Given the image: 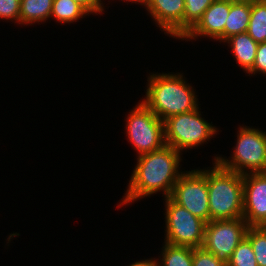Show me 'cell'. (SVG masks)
Here are the masks:
<instances>
[{"mask_svg":"<svg viewBox=\"0 0 266 266\" xmlns=\"http://www.w3.org/2000/svg\"><path fill=\"white\" fill-rule=\"evenodd\" d=\"M181 153L171 146L137 157V165L129 181L121 205L163 191L164 197H170L173 187L183 171H179ZM181 172V173H180Z\"/></svg>","mask_w":266,"mask_h":266,"instance_id":"6da1fadb","label":"cell"},{"mask_svg":"<svg viewBox=\"0 0 266 266\" xmlns=\"http://www.w3.org/2000/svg\"><path fill=\"white\" fill-rule=\"evenodd\" d=\"M148 79L142 102L162 121L198 107L194 89L186 84L182 74H152Z\"/></svg>","mask_w":266,"mask_h":266,"instance_id":"7a4b0ae2","label":"cell"},{"mask_svg":"<svg viewBox=\"0 0 266 266\" xmlns=\"http://www.w3.org/2000/svg\"><path fill=\"white\" fill-rule=\"evenodd\" d=\"M214 162L206 170L210 221L243 218V175Z\"/></svg>","mask_w":266,"mask_h":266,"instance_id":"3957f363","label":"cell"},{"mask_svg":"<svg viewBox=\"0 0 266 266\" xmlns=\"http://www.w3.org/2000/svg\"><path fill=\"white\" fill-rule=\"evenodd\" d=\"M238 132L232 159L218 156L214 160L221 167L242 175L266 173V133L247 126L240 127Z\"/></svg>","mask_w":266,"mask_h":266,"instance_id":"277c9868","label":"cell"},{"mask_svg":"<svg viewBox=\"0 0 266 266\" xmlns=\"http://www.w3.org/2000/svg\"><path fill=\"white\" fill-rule=\"evenodd\" d=\"M199 106L190 112L170 116L164 120L165 144L181 153L191 149L216 134L217 128L205 121L198 110Z\"/></svg>","mask_w":266,"mask_h":266,"instance_id":"5b68a950","label":"cell"},{"mask_svg":"<svg viewBox=\"0 0 266 266\" xmlns=\"http://www.w3.org/2000/svg\"><path fill=\"white\" fill-rule=\"evenodd\" d=\"M128 114L126 132L138 156L161 149L165 145L164 121L142 101Z\"/></svg>","mask_w":266,"mask_h":266,"instance_id":"8992f818","label":"cell"},{"mask_svg":"<svg viewBox=\"0 0 266 266\" xmlns=\"http://www.w3.org/2000/svg\"><path fill=\"white\" fill-rule=\"evenodd\" d=\"M165 203V242L191 248L202 247L206 222L175 203L170 197L165 198Z\"/></svg>","mask_w":266,"mask_h":266,"instance_id":"52a82bcc","label":"cell"},{"mask_svg":"<svg viewBox=\"0 0 266 266\" xmlns=\"http://www.w3.org/2000/svg\"><path fill=\"white\" fill-rule=\"evenodd\" d=\"M170 198L208 223L210 211L206 169L183 172L175 183Z\"/></svg>","mask_w":266,"mask_h":266,"instance_id":"ba28073f","label":"cell"},{"mask_svg":"<svg viewBox=\"0 0 266 266\" xmlns=\"http://www.w3.org/2000/svg\"><path fill=\"white\" fill-rule=\"evenodd\" d=\"M249 227L243 218L211 220L205 225L203 247L227 265Z\"/></svg>","mask_w":266,"mask_h":266,"instance_id":"9c48e42d","label":"cell"},{"mask_svg":"<svg viewBox=\"0 0 266 266\" xmlns=\"http://www.w3.org/2000/svg\"><path fill=\"white\" fill-rule=\"evenodd\" d=\"M243 219L249 226L266 224V173L243 175Z\"/></svg>","mask_w":266,"mask_h":266,"instance_id":"30bf717a","label":"cell"},{"mask_svg":"<svg viewBox=\"0 0 266 266\" xmlns=\"http://www.w3.org/2000/svg\"><path fill=\"white\" fill-rule=\"evenodd\" d=\"M146 10L166 34L178 39L184 36V0H150Z\"/></svg>","mask_w":266,"mask_h":266,"instance_id":"8fae6325","label":"cell"},{"mask_svg":"<svg viewBox=\"0 0 266 266\" xmlns=\"http://www.w3.org/2000/svg\"><path fill=\"white\" fill-rule=\"evenodd\" d=\"M231 4V2L215 0L181 39L191 40L196 39L198 36H209L214 40L217 39L224 42V28Z\"/></svg>","mask_w":266,"mask_h":266,"instance_id":"7c38bea8","label":"cell"},{"mask_svg":"<svg viewBox=\"0 0 266 266\" xmlns=\"http://www.w3.org/2000/svg\"><path fill=\"white\" fill-rule=\"evenodd\" d=\"M225 42L231 44L238 65L247 73L253 67L258 43L247 32L231 36Z\"/></svg>","mask_w":266,"mask_h":266,"instance_id":"4fadbf2b","label":"cell"},{"mask_svg":"<svg viewBox=\"0 0 266 266\" xmlns=\"http://www.w3.org/2000/svg\"><path fill=\"white\" fill-rule=\"evenodd\" d=\"M251 15V3H232L224 28V42L231 36L247 32Z\"/></svg>","mask_w":266,"mask_h":266,"instance_id":"5bb4252c","label":"cell"},{"mask_svg":"<svg viewBox=\"0 0 266 266\" xmlns=\"http://www.w3.org/2000/svg\"><path fill=\"white\" fill-rule=\"evenodd\" d=\"M53 0H21L20 24L42 22L50 18Z\"/></svg>","mask_w":266,"mask_h":266,"instance_id":"9a60e30c","label":"cell"},{"mask_svg":"<svg viewBox=\"0 0 266 266\" xmlns=\"http://www.w3.org/2000/svg\"><path fill=\"white\" fill-rule=\"evenodd\" d=\"M247 33L258 44L266 42V0L251 2V15Z\"/></svg>","mask_w":266,"mask_h":266,"instance_id":"2e32d148","label":"cell"},{"mask_svg":"<svg viewBox=\"0 0 266 266\" xmlns=\"http://www.w3.org/2000/svg\"><path fill=\"white\" fill-rule=\"evenodd\" d=\"M161 263L156 259V266H192L193 248L177 246L165 242Z\"/></svg>","mask_w":266,"mask_h":266,"instance_id":"e0dca14e","label":"cell"},{"mask_svg":"<svg viewBox=\"0 0 266 266\" xmlns=\"http://www.w3.org/2000/svg\"><path fill=\"white\" fill-rule=\"evenodd\" d=\"M89 13L74 0H53L52 12L53 16L60 23H73Z\"/></svg>","mask_w":266,"mask_h":266,"instance_id":"ac0fdd59","label":"cell"},{"mask_svg":"<svg viewBox=\"0 0 266 266\" xmlns=\"http://www.w3.org/2000/svg\"><path fill=\"white\" fill-rule=\"evenodd\" d=\"M246 238L250 241L258 266H266V230L261 226H250Z\"/></svg>","mask_w":266,"mask_h":266,"instance_id":"d6986e66","label":"cell"},{"mask_svg":"<svg viewBox=\"0 0 266 266\" xmlns=\"http://www.w3.org/2000/svg\"><path fill=\"white\" fill-rule=\"evenodd\" d=\"M214 1L215 0H184V35L197 23L204 11Z\"/></svg>","mask_w":266,"mask_h":266,"instance_id":"ffe728a7","label":"cell"},{"mask_svg":"<svg viewBox=\"0 0 266 266\" xmlns=\"http://www.w3.org/2000/svg\"><path fill=\"white\" fill-rule=\"evenodd\" d=\"M227 266H258L250 241L246 237L232 253Z\"/></svg>","mask_w":266,"mask_h":266,"instance_id":"44dd1931","label":"cell"},{"mask_svg":"<svg viewBox=\"0 0 266 266\" xmlns=\"http://www.w3.org/2000/svg\"><path fill=\"white\" fill-rule=\"evenodd\" d=\"M192 266H227L203 246L193 248Z\"/></svg>","mask_w":266,"mask_h":266,"instance_id":"7402d4cb","label":"cell"},{"mask_svg":"<svg viewBox=\"0 0 266 266\" xmlns=\"http://www.w3.org/2000/svg\"><path fill=\"white\" fill-rule=\"evenodd\" d=\"M21 0H0V19L19 23Z\"/></svg>","mask_w":266,"mask_h":266,"instance_id":"603a6c76","label":"cell"},{"mask_svg":"<svg viewBox=\"0 0 266 266\" xmlns=\"http://www.w3.org/2000/svg\"><path fill=\"white\" fill-rule=\"evenodd\" d=\"M257 72L266 75V42L258 44L253 67L247 73L250 75Z\"/></svg>","mask_w":266,"mask_h":266,"instance_id":"cb8c5ba5","label":"cell"},{"mask_svg":"<svg viewBox=\"0 0 266 266\" xmlns=\"http://www.w3.org/2000/svg\"><path fill=\"white\" fill-rule=\"evenodd\" d=\"M81 5L88 13L100 14L103 10V5L99 0H74Z\"/></svg>","mask_w":266,"mask_h":266,"instance_id":"d4e9b609","label":"cell"},{"mask_svg":"<svg viewBox=\"0 0 266 266\" xmlns=\"http://www.w3.org/2000/svg\"><path fill=\"white\" fill-rule=\"evenodd\" d=\"M129 266H156V260L154 259H146L141 261H136L135 263L129 265Z\"/></svg>","mask_w":266,"mask_h":266,"instance_id":"484cf974","label":"cell"},{"mask_svg":"<svg viewBox=\"0 0 266 266\" xmlns=\"http://www.w3.org/2000/svg\"><path fill=\"white\" fill-rule=\"evenodd\" d=\"M127 1L135 2L144 6H146L150 2V0H127Z\"/></svg>","mask_w":266,"mask_h":266,"instance_id":"4316f807","label":"cell"},{"mask_svg":"<svg viewBox=\"0 0 266 266\" xmlns=\"http://www.w3.org/2000/svg\"><path fill=\"white\" fill-rule=\"evenodd\" d=\"M223 1L231 2V3H239V2H242V3H251L254 0H223Z\"/></svg>","mask_w":266,"mask_h":266,"instance_id":"83f0119b","label":"cell"}]
</instances>
